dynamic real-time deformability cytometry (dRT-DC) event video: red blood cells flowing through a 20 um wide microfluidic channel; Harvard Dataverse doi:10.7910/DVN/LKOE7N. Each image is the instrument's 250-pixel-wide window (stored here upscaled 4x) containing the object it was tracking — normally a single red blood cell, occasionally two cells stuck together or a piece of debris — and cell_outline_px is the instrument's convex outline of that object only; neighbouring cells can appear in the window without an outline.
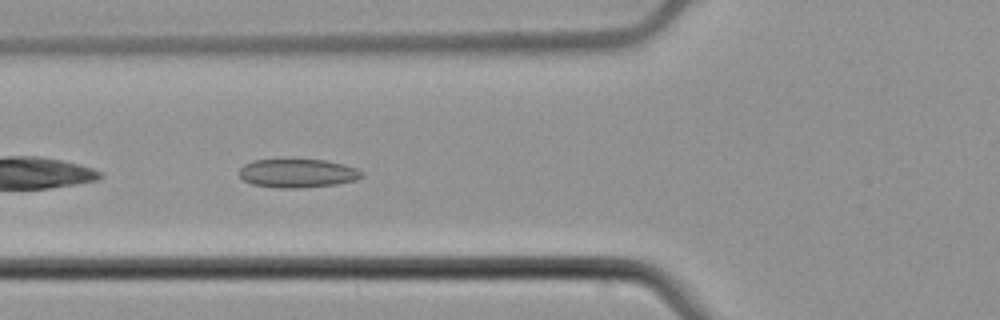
{"species": "common noctule bat (a hibernating species)", "species_latin": "Nyctalus noctula", "temperature_condition": "cold", "stored_images_in_passage": 30, "camera_frame_rate_fps": 3000, "um_per_image_px": 0.085, "animal": {"sex": "male", "body_mass_g": 21.5, "forearm_length_mm": 52.0}, "frame": {"image": 1, "passage_image": 5, "time_ms": 1.333, "image_size_px": [1000, 320], "cell_outline_px": [[364, 176], [356, 180], [336, 184], [296, 188], [280, 188], [252, 184], [244, 180], [240, 176], [240, 168], [244, 164], [252, 160], [324, 160], [344, 164], [356, 168], [364, 172]], "centroid_in_image_um": [25.32, 14.72], "position_along_channel_um": 100.5, "area_um2": 20.35}}
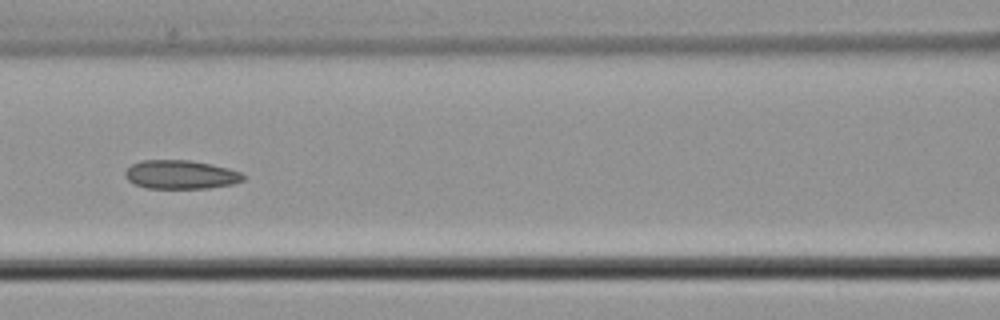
{"frame": {"image": 2, "passage_image": 9, "time_ms": 2.667, "image_size_px": [1000, 320], "cell_outline_px": [[244, 180], [232, 184], [208, 188], [144, 188], [132, 184], [124, 176], [124, 172], [132, 164], [140, 160], [188, 160], [228, 168], [240, 172], [244, 176]], "centroid_in_image_um": [15.3, 14.85], "position_along_channel_um": 151.3, "area_um2": 19.77}}
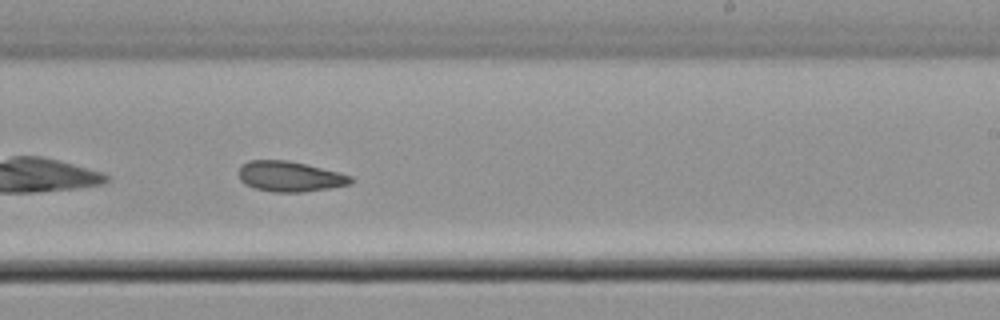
{"frame": {"image": 3, "passage_image": 18, "time_ms": 5.667, "image_size_px": [1000, 320], "cell_outline_px": [[352, 184], [332, 188], [304, 192], [276, 192], [256, 188], [244, 184], [240, 180], [240, 164], [248, 160], [288, 160], [340, 172], [352, 176]], "centroid_in_image_um": [24.66, 15.0], "position_along_channel_um": 264.3, "area_um2": 19.94}, "authors_computed_cell_mechanics": {"area_um2": 19.9121, "velocity_mm_per_s": 3.7855, "shape_relaxation_time_tau1_ms": null, "shape_relaxation_time_tau2_ms": 3.395, "deformation_change_tau1": null, "deformation_change_tau2": 0.0625}}